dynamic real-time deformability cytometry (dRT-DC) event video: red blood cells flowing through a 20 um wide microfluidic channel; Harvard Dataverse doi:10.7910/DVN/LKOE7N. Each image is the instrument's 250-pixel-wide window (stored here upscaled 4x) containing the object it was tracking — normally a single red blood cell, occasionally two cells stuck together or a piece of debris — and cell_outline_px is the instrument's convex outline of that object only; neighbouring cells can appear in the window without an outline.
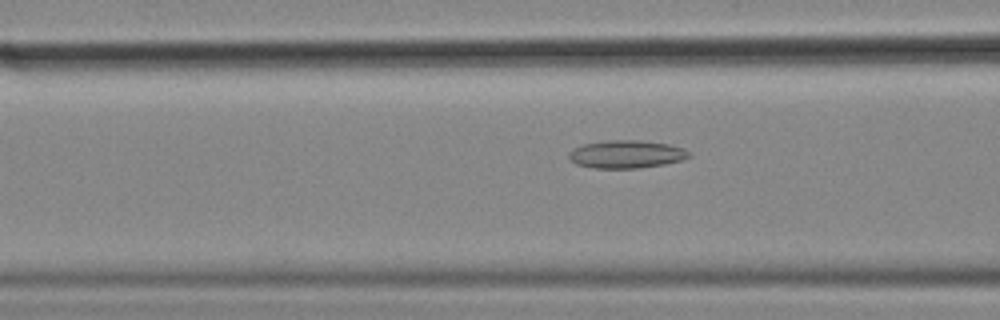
{"species": "common noctule bat (a hibernating species)", "species_latin": "Nyctalus noctula", "temperature_condition": "cold", "stored_images_in_passage": 55, "camera_frame_rate_fps": 3000, "um_per_image_px": 0.085, "animal": {"sex": "female", "body_mass_g": 18.4}, "frame": {"image": 1, "passage_image": 21, "time_ms": 6.667, "image_size_px": [1000, 320], "cell_outline_px": [[692, 156], [680, 160], [664, 164], [640, 168], [592, 168], [576, 164], [568, 156], [568, 152], [572, 148], [584, 144], [608, 140], [640, 140], [668, 144], [684, 148], [692, 152]], "centroid_in_image_um": [53.25, 13.1], "position_along_channel_um": 113.3, "area_um2": 19.65}}
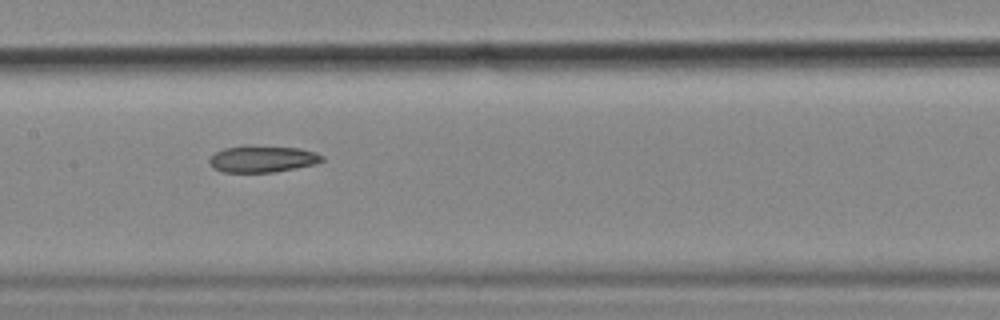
{"frame": {"image": 2, "passage_image": 27, "time_ms": 8.667, "image_size_px": [1000, 320], "cell_outline_px": [[324, 160], [316, 164], [296, 168], [272, 172], [224, 172], [212, 168], [208, 160], [216, 152], [224, 148], [248, 144], [252, 144], [300, 148], [316, 152], [324, 156]], "centroid_in_image_um": [22.32, 13.49], "position_along_channel_um": 185.1, "area_um2": 17.92}}
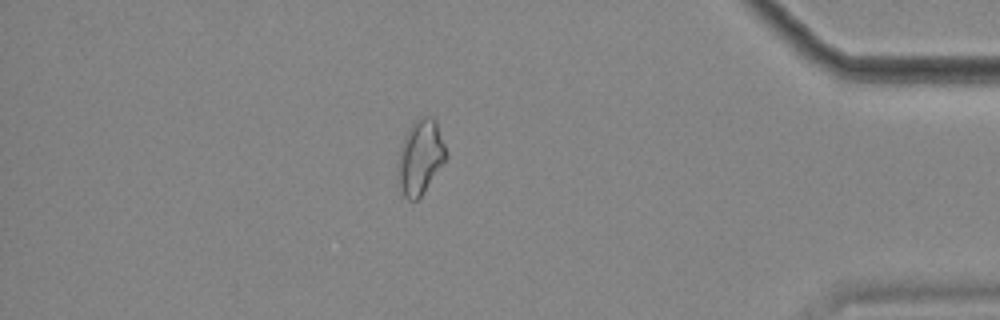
{"frame": {"image": 3, "passage_image": 48, "time_ms": 15.667, "image_size_px": [1000, 320], "cell_outline_px": [[448, 156], [420, 196], [416, 200], [408, 200], [404, 196], [400, 188], [396, 168], [396, 164], [400, 148], [408, 128], [416, 120], [424, 116], [432, 116], [436, 120]], "centroid_in_image_um": [35.7, 13.34], "position_along_channel_um": 399.5, "area_um2": 20.75}, "authors_computed_cell_mechanics": {"area_um2": 20.4034, "velocity_mm_per_s": 3.5892, "shape_relaxation_time_tau1_ms": null, "shape_relaxation_time_tau2_ms": 6.742, "deformation_change_tau1": null, "deformation_change_tau2": 0.1409}}